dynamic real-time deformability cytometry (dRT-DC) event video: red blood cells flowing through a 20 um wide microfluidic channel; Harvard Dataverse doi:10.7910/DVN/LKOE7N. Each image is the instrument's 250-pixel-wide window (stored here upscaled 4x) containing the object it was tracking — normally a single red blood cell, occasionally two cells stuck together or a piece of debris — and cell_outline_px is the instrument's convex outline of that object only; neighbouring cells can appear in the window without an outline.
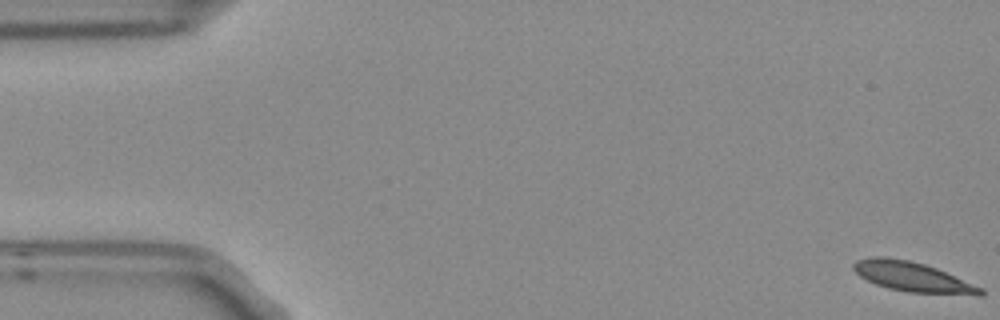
{"species": "Egyptian fruit bat (a non-hibernating species)", "species_latin": "Rousettus aegyptiacus", "temperature_condition": "room temperature", "stored_images_in_passage": 6, "camera_frame_rate_fps": 3000, "um_per_image_px": 0.085, "frame": {"image": 1, "passage_image": 1, "time_ms": 0.0, "image_size_px": [1000, 320], "cell_outline_px": [[984, 296], [976, 296], [908, 292], [888, 288], [876, 284], [860, 276], [852, 268], [852, 264], [856, 260], [872, 256], [884, 256], [908, 260], [924, 264], [936, 268], [984, 288]], "centroid_in_image_um": [77.61, 23.55], "position_along_channel_um": 7.4, "area_um2": 22.25}}